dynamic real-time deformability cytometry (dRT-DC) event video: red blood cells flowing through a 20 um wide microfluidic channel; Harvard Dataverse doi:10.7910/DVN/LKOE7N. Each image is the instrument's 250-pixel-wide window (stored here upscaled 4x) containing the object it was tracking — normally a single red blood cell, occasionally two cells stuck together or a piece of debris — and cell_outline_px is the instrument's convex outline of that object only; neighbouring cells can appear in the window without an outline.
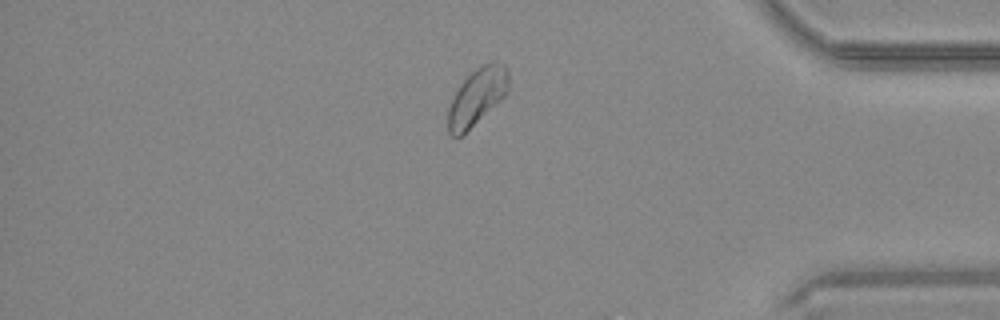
{"species": "common noctule bat (a hibernating species)", "species_latin": "Nyctalus noctula", "temperature_condition": "warm", "stored_images_in_passage": 40, "segment_of_instrument_passage": [1, 2], "camera_frame_rate_fps": 3000, "um_per_image_px": 0.085, "animal": {"sex": "male", "body_mass_g": 20.4}, "frame": {"image": 1, "passage_image": 36, "time_ms": 11.667, "image_size_px": [1000, 320], "cell_outline_px": [[508, 92], [500, 100], [460, 136], [452, 136], [448, 132], [448, 108], [460, 84], [476, 68], [492, 60], [496, 60], [504, 64], [508, 68]], "centroid_in_image_um": [40.56, 8.17], "position_along_channel_um": 394.6, "area_um2": 19.65}}